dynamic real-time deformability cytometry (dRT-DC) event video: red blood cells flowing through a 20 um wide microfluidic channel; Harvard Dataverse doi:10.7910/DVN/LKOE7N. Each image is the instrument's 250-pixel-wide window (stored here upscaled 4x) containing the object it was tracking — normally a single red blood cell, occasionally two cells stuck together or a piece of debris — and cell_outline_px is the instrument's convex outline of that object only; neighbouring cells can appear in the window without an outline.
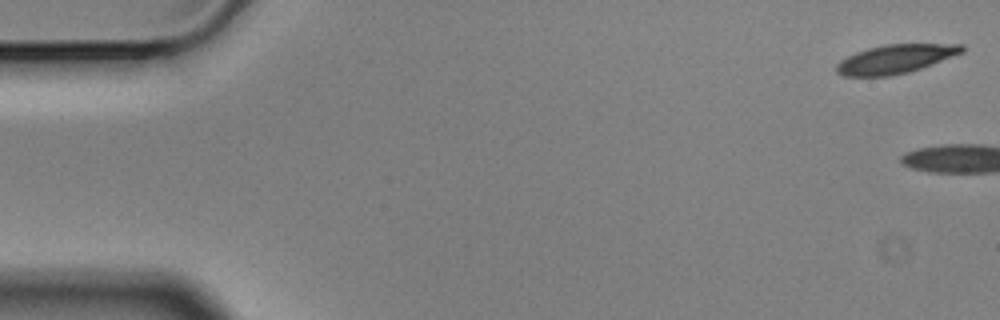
{"species": "Egyptian fruit bat (a non-hibernating species)", "species_latin": "Rousettus aegyptiacus", "temperature_condition": "cold", "stored_images_in_passage": 4, "camera_frame_rate_fps": 3000, "um_per_image_px": 0.085, "animal": {"sex": "male"}, "frame": {"image": 1, "passage_image": 1, "time_ms": 0.0, "image_size_px": [1000, 320], "cell_outline_px": [[964, 52], [932, 64], [908, 72], [888, 76], [844, 76], [836, 72], [836, 64], [840, 60], [856, 52], [868, 48], [884, 44], [964, 44]], "centroid_in_image_um": [76.1, 5.01], "position_along_channel_um": 8.9, "area_um2": 20.98}}